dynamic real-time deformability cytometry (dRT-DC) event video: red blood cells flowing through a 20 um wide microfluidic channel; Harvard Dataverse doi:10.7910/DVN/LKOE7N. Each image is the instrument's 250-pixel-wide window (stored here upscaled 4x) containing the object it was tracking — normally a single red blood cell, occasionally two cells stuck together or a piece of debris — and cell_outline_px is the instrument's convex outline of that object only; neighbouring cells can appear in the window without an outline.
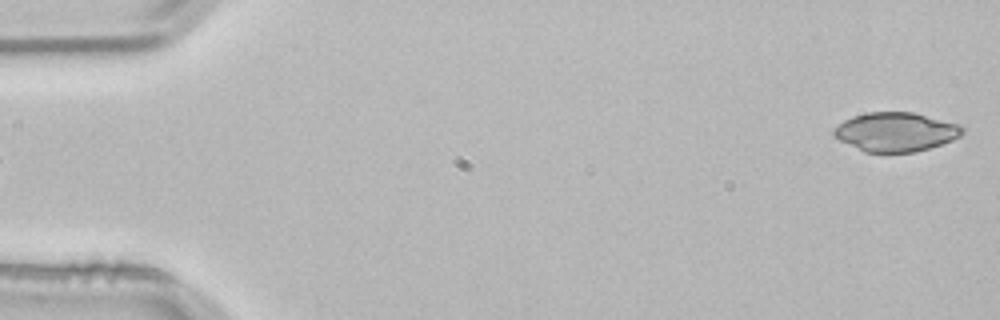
{"species": "common noctule bat (a hibernating species)", "species_latin": "Nyctalus noctula", "temperature_condition": "room temperature", "stored_images_in_passage": 4, "camera_frame_rate_fps": 3000, "um_per_image_px": 0.085, "animal": {"sex": "male", "body_mass_g": 21.5, "forearm_length_mm": 52.0}, "frame": {"image": 1, "passage_image": 4, "time_ms": 1.0, "image_size_px": [1000, 320], "cell_outline_px": [[964, 132], [960, 136], [952, 140], [916, 152], [864, 152], [840, 140], [832, 132], [844, 120], [852, 116], [868, 112], [912, 112], [964, 124]], "centroid_in_image_um": [76.2, 11.2], "position_along_channel_um": 8.8, "area_um2": 29.25}}